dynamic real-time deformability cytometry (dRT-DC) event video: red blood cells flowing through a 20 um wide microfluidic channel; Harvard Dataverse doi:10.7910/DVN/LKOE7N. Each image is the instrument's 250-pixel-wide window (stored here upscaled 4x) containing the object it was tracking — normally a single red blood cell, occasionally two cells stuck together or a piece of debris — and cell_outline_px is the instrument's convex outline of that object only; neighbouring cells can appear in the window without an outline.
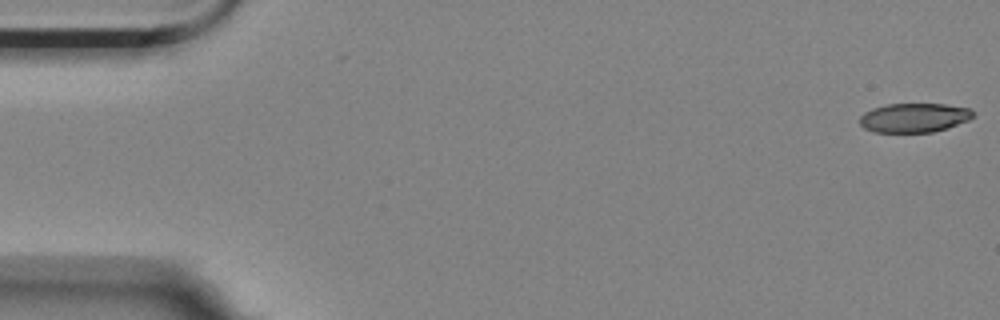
{"species": "Egyptian fruit bat (a non-hibernating species)", "species_latin": "Rousettus aegyptiacus", "temperature_condition": "room temperature", "stored_images_in_passage": 57, "camera_frame_rate_fps": 3000, "um_per_image_px": 0.085, "animal": {"sex": "female"}, "frame": {"image": 1, "passage_image": 1, "time_ms": 0.0, "image_size_px": [1000, 320], "cell_outline_px": [[976, 116], [968, 120], [948, 128], [932, 132], [872, 132], [864, 128], [860, 124], [860, 116], [864, 112], [872, 108], [888, 104], [944, 104], [972, 108]], "centroid_in_image_um": [77.72, 10.0], "position_along_channel_um": 7.3, "area_um2": 19.48}}
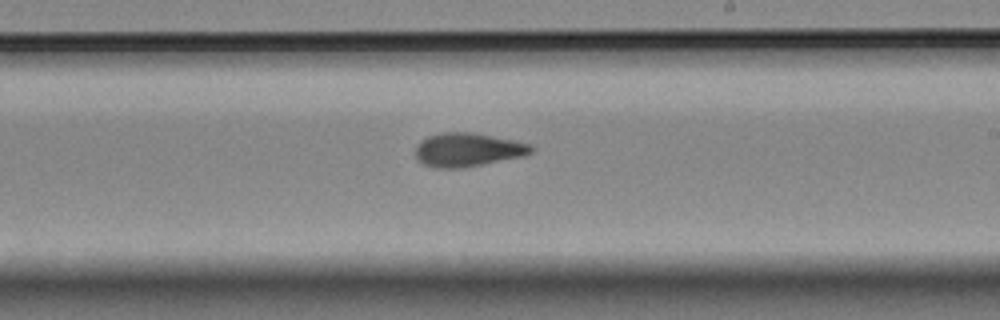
{"frame": {"image": 2, "passage_image": 33, "time_ms": 10.667, "image_size_px": [1000, 320], "cell_outline_px": [[532, 152], [524, 156], [460, 168], [436, 168], [424, 164], [416, 156], [416, 144], [420, 140], [428, 136], [440, 132], [472, 132], [532, 144]], "centroid_in_image_um": [39.73, 12.72], "position_along_channel_um": 249.3, "area_um2": 22.54}}
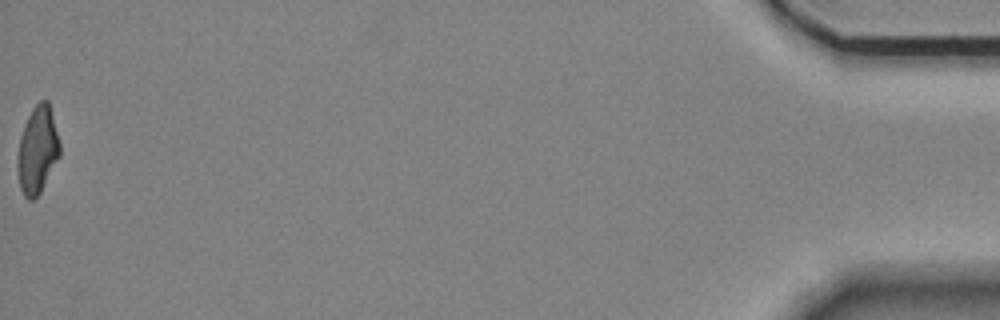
{"frame": {"image": 3, "passage_image": 57, "time_ms": 18.667, "image_size_px": [1000, 320], "cell_outline_px": [[60, 156], [40, 192], [32, 200], [28, 200], [24, 196], [20, 188], [16, 168], [16, 160], [20, 136], [24, 124], [32, 108], [40, 100], [48, 100], [60, 144]], "centroid_in_image_um": [3.16, 12.76], "position_along_channel_um": 432.0, "area_um2": 21.56}, "authors_computed_cell_mechanics": {"area_um2": 21.7328, "velocity_mm_per_s": 3.5222, "shape_relaxation_time_tau1_ms": 9.7848, "shape_relaxation_time_tau2_ms": 3.2661, "deformation_change_tau1": 0.2386, "deformation_change_tau2": 0.1094}}